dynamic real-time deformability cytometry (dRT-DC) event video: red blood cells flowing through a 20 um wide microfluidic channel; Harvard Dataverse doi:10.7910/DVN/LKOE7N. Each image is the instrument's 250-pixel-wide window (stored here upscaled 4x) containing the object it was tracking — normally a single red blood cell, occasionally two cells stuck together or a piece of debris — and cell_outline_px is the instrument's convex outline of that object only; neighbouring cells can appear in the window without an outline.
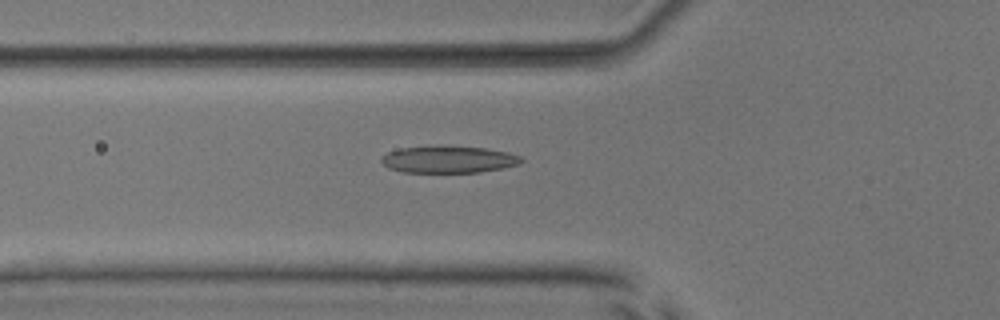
{"species": "common noctule bat (a hibernating species)", "species_latin": "Nyctalus noctula", "temperature_condition": "room temperature", "stored_images_in_passage": 52, "camera_frame_rate_fps": 3000, "um_per_image_px": 0.085, "animal": {"sex": "male", "body_mass_g": 17.9, "forearm_length_mm": 54.2}, "frame": {"image": 1, "passage_image": 19, "time_ms": 6.0, "image_size_px": [1000, 320], "cell_outline_px": [[524, 160], [520, 164], [504, 168], [480, 172], [404, 172], [388, 168], [380, 160], [388, 152], [400, 148], [436, 144], [484, 148], [508, 152], [520, 156]], "centroid_in_image_um": [38.14, 13.53], "position_along_channel_um": 87.7, "area_um2": 22.37}}
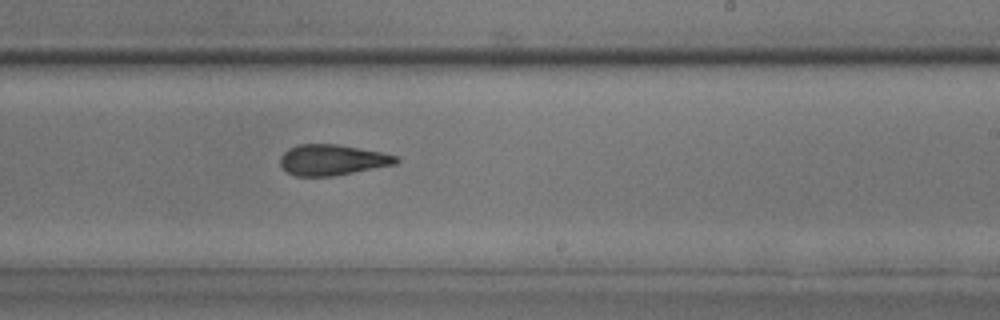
{"frame": {"image": 2, "passage_image": 32, "time_ms": 10.333, "image_size_px": [1000, 320], "cell_outline_px": [[400, 160], [396, 164], [332, 176], [296, 176], [288, 172], [280, 164], [280, 156], [288, 148], [300, 144], [340, 144], [380, 152], [396, 156]], "centroid_in_image_um": [28.23, 13.58], "position_along_channel_um": 260.8, "area_um2": 20.63}}
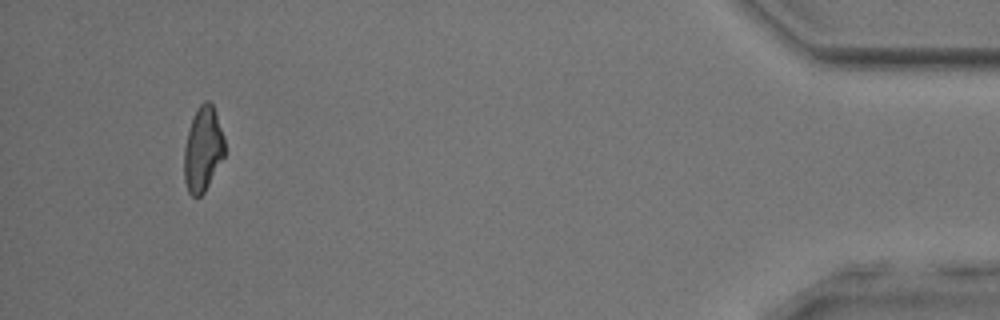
{"frame": {"image": 3, "passage_image": 49, "time_ms": 16.0, "image_size_px": [1000, 320], "cell_outline_px": [[224, 156], [204, 192], [200, 196], [192, 196], [188, 192], [184, 180], [184, 148], [188, 128], [200, 104], [204, 100], [208, 100], [212, 104], [216, 112], [224, 136]], "centroid_in_image_um": [17.24, 12.67], "position_along_channel_um": 418.0, "area_um2": 19.94}, "authors_computed_cell_mechanics": {"area_um2": 21.5883, "velocity_mm_per_s": 3.995, "shape_relaxation_time_tau1_ms": 4.3595, "shape_relaxation_time_tau2_ms": 2.7381, "deformation_change_tau1": 0.1596, "deformation_change_tau2": 0.1294}}